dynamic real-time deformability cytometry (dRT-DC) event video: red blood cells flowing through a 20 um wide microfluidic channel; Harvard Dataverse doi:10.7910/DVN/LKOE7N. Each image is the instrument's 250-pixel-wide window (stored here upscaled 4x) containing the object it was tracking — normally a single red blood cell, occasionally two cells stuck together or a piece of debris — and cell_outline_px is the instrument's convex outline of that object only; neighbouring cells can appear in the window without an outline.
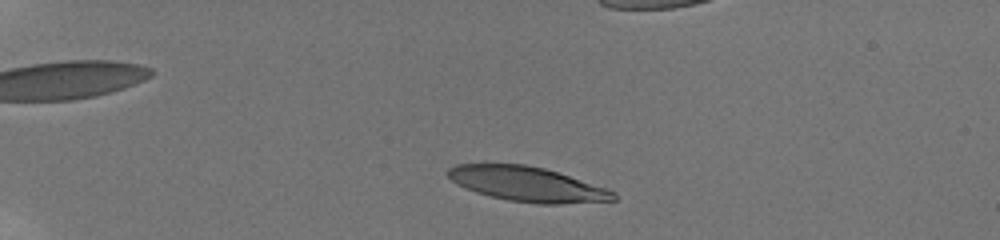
{"species": "human", "species_latin": "Homo sapiens", "temperature_condition": "room temperature", "stored_images_in_passage": 19, "camera_frame_rate_fps": 3000, "um_per_image_px": 0.085, "donor": {"sex": "male"}, "frame": {"image": 1, "passage_image": 5, "time_ms": 2.0, "image_size_px": [1000, 240], "cell_outline_px": [[616, 200], [560, 204], [540, 204], [508, 200], [476, 192], [464, 188], [456, 184], [448, 176], [448, 168], [456, 164], [484, 160], [524, 164], [544, 168], [616, 192]], "centroid_in_image_um": [44.68, 15.6], "position_along_channel_um": 40.3, "area_um2": 34.04}}
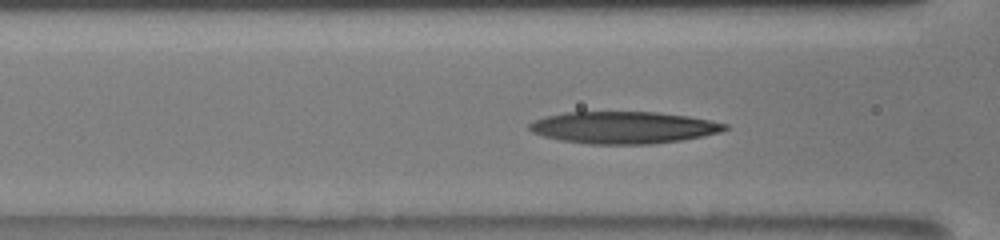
{"frame": {"image": 2, "passage_image": 15, "time_ms": 6.0, "image_size_px": [1000, 240], "cell_outline_px": [[728, 128], [720, 132], [680, 140], [652, 144], [588, 144], [560, 140], [544, 136], [532, 132], [528, 128], [528, 124], [544, 116], [564, 112], [656, 112], [688, 116], [728, 124]], "centroid_in_image_um": [52.96, 10.83], "position_along_channel_um": 113.6, "area_um2": 36.36}}
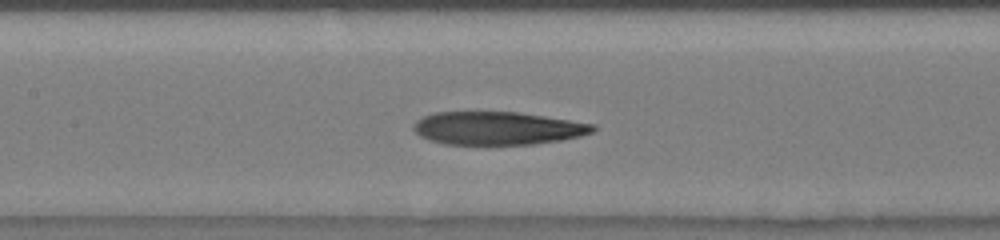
{"frame": {"image": 3, "passage_image": 17, "time_ms": 7.333, "image_size_px": [1000, 240], "cell_outline_px": [[596, 128], [592, 132], [580, 136], [564, 140], [532, 144], [492, 148], [488, 148], [444, 144], [420, 136], [412, 128], [412, 124], [416, 120], [432, 112], [516, 112], [544, 116], [596, 124]], "centroid_in_image_um": [42.26, 10.95], "position_along_channel_um": 165.1, "area_um2": 35.89}}